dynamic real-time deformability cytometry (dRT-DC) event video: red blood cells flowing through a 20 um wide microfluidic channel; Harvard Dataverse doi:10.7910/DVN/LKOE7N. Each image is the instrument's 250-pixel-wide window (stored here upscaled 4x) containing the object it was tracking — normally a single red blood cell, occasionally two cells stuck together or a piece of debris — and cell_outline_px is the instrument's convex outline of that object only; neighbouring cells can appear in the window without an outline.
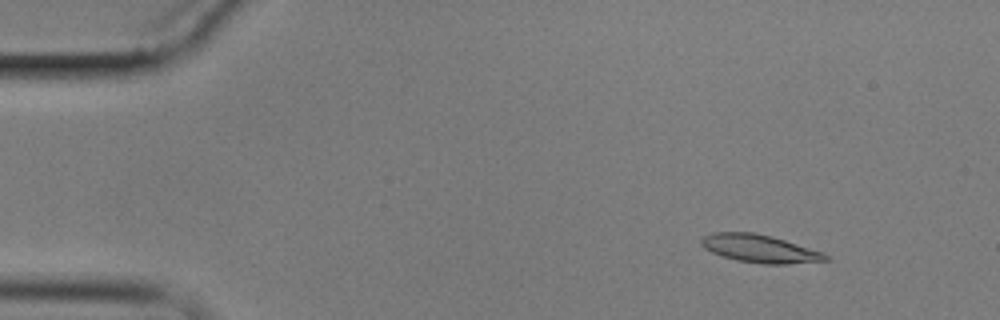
{"species": "common noctule bat (a hibernating species)", "species_latin": "Nyctalus noctula", "temperature_condition": "cold", "stored_images_in_passage": 4, "camera_frame_rate_fps": 3000, "um_per_image_px": 0.085, "animal": {"sex": "male", "body_mass_g": 17.9}, "frame": {"image": 1, "passage_image": 1, "time_ms": 0.0, "image_size_px": [1000, 320], "cell_outline_px": [[832, 260], [788, 264], [764, 264], [736, 260], [720, 256], [704, 248], [700, 244], [700, 240], [704, 236], [712, 232], [752, 232], [772, 236], [824, 252], [832, 256]], "centroid_in_image_um": [64.62, 21.14], "position_along_channel_um": 20.4, "area_um2": 20.52}}
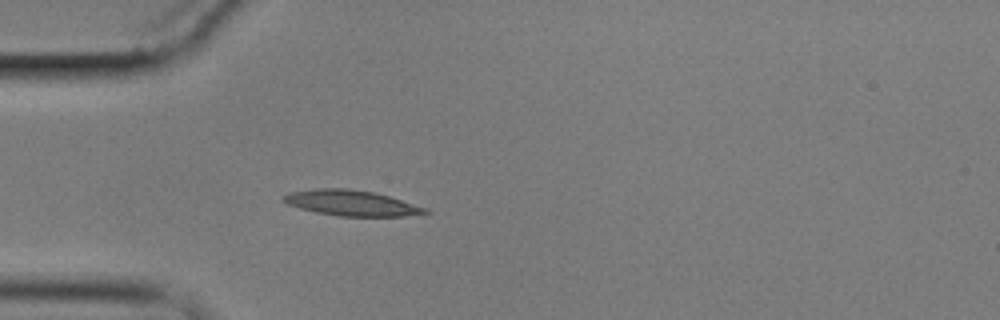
{"frame": {"image": 2, "passage_image": 4, "time_ms": 3.333, "image_size_px": [1000, 320], "cell_outline_px": [[432, 212], [404, 216], [340, 216], [316, 212], [300, 208], [288, 204], [280, 200], [280, 196], [288, 192], [316, 188], [348, 188], [372, 192], [388, 196], [428, 208]], "centroid_in_image_um": [29.82, 17.25], "position_along_channel_um": 55.2, "area_um2": 21.15}}